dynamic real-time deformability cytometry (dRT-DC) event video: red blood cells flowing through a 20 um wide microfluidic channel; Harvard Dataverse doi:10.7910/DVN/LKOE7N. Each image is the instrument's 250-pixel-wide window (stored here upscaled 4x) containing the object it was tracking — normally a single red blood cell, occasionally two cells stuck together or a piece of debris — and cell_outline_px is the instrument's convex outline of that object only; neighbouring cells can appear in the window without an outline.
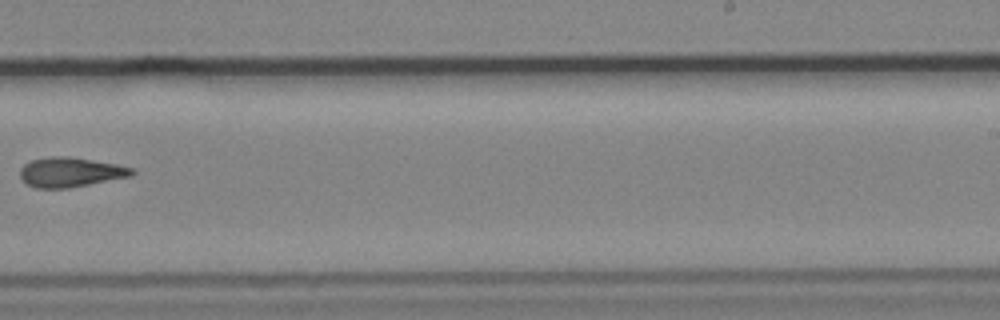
{"species": "common noctule bat (a hibernating species)", "species_latin": "Nyctalus noctula", "temperature_condition": "cold", "stored_images_in_passage": 12, "camera_frame_rate_fps": 3000, "um_per_image_px": 0.085, "animal": {"sex": "male", "body_mass_g": 19.2, "forearm_length_mm": 51.8}, "frame": {"image": 1, "passage_image": 12, "time_ms": 3.667, "image_size_px": [1000, 320], "cell_outline_px": [[136, 172], [132, 176], [68, 188], [36, 188], [28, 184], [20, 176], [20, 168], [24, 164], [32, 160], [52, 156], [72, 156], [116, 164], [136, 168]], "centroid_in_image_um": [6.03, 14.62], "position_along_channel_um": 283.0, "area_um2": 19.42}}